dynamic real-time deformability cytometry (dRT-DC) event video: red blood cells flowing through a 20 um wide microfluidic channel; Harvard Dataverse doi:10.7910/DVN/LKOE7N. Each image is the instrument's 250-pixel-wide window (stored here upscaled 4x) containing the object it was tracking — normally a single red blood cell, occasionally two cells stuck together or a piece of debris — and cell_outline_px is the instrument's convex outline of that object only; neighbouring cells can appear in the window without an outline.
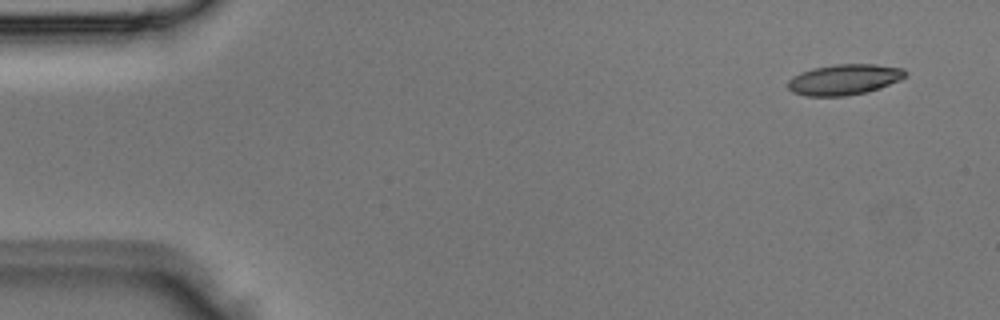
{"species": "Egyptian fruit bat (a non-hibernating species)", "species_latin": "Rousettus aegyptiacus", "temperature_condition": "room temperature", "stored_images_in_passage": 4, "camera_frame_rate_fps": 3000, "um_per_image_px": 0.085, "animal": {"sex": "male"}, "frame": {"image": 1, "passage_image": 1, "time_ms": 0.0, "image_size_px": [1000, 320], "cell_outline_px": [[908, 76], [900, 80], [880, 88], [868, 92], [844, 96], [804, 96], [792, 92], [788, 88], [788, 80], [792, 76], [800, 72], [812, 68], [836, 64], [876, 64], [904, 68], [908, 72]], "centroid_in_image_um": [71.78, 6.76], "position_along_channel_um": 13.2, "area_um2": 21.33}}
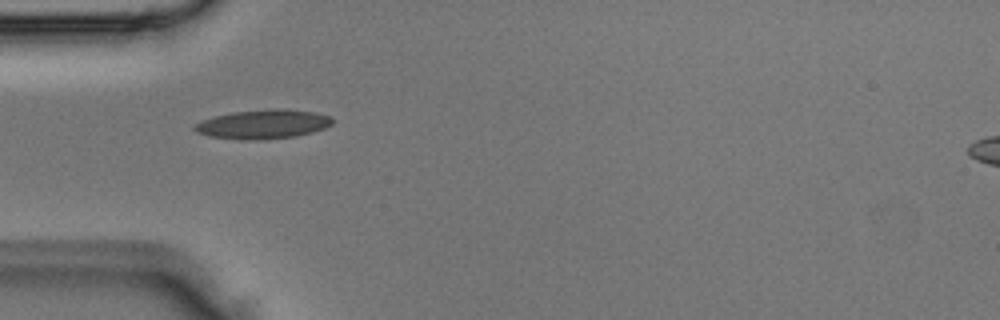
{"frame": {"image": 2, "passage_image": 4, "time_ms": 1.0, "image_size_px": [1000, 320], "cell_outline_px": [[332, 124], [324, 128], [312, 132], [296, 136], [264, 140], [244, 140], [208, 136], [196, 132], [192, 128], [196, 124], [204, 120], [216, 116], [232, 112], [316, 112], [332, 116]], "centroid_in_image_um": [22.33, 10.63], "position_along_channel_um": 62.7, "area_um2": 22.2}}